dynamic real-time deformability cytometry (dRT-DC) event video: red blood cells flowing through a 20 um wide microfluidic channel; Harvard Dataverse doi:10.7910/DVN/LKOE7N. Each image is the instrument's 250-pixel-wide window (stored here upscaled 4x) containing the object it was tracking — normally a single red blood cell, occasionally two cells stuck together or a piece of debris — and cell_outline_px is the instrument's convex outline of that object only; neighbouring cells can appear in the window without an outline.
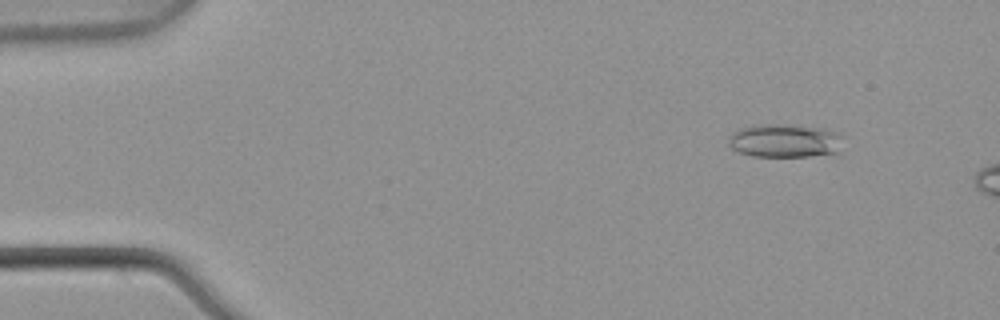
{"species": "common noctule bat (a hibernating species)", "species_latin": "Nyctalus noctula", "temperature_condition": "warm", "stored_images_in_passage": 3, "camera_frame_rate_fps": 3000, "um_per_image_px": 0.085, "animal": {"sex": "male", "body_mass_g": 21.5, "forearm_length_mm": 52.0}, "frame": {"image": 1, "passage_image": 1, "time_ms": 0.0, "image_size_px": [1000, 320], "cell_outline_px": [[844, 136], [836, 156], [752, 156], [740, 152], [732, 148], [728, 144], [728, 140], [732, 132], [740, 128], [764, 124], [784, 124], [820, 128], [836, 132]], "centroid_in_image_um": [66.76, 11.98], "position_along_channel_um": 18.2, "area_um2": 22.6}}